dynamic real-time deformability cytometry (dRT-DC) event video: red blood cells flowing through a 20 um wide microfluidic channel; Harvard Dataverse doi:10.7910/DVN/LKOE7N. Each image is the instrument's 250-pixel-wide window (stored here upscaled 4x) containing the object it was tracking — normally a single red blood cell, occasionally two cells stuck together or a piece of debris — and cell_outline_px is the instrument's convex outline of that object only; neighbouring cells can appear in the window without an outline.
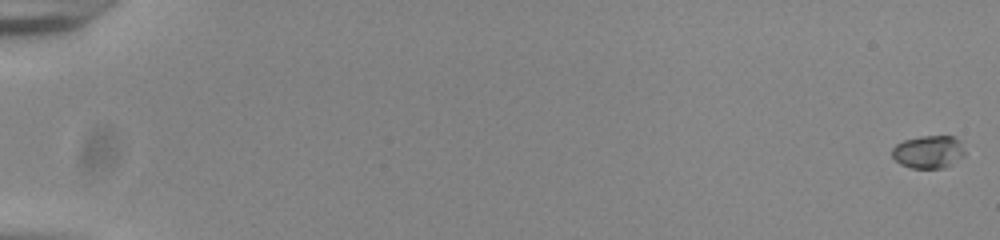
{"species": "common noctule bat (a hibernating species)", "species_latin": "Nyctalus noctula", "temperature_condition": "room temperature", "stored_images_in_passage": 56, "camera_frame_rate_fps": 3000, "um_per_image_px": 0.085, "animal": {"sex": "male", "body_mass_g": 20.0, "forearm_length_mm": 53.3}, "frame": {"image": 1, "passage_image": 1, "time_ms": 0.0, "image_size_px": [1000, 240], "cell_outline_px": [[964, 156], [944, 168], [912, 168], [900, 164], [892, 156], [892, 148], [896, 144], [904, 140], [920, 136], [956, 136], [960, 140], [964, 152]], "centroid_in_image_um": [78.92, 12.9], "position_along_channel_um": 6.1, "area_um2": 13.93}}
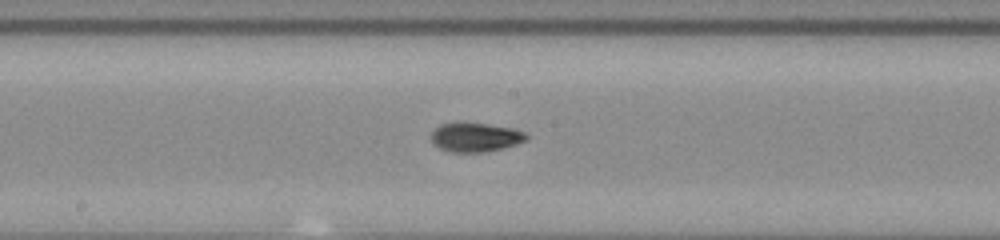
{"frame": {"image": 2, "passage_image": 32, "time_ms": 10.333, "image_size_px": [1000, 240], "cell_outline_px": [[528, 140], [504, 148], [488, 152], [448, 152], [432, 144], [432, 132], [440, 124], [456, 120], [464, 120], [516, 128], [524, 132], [528, 136]], "centroid_in_image_um": [40.41, 11.63], "position_along_channel_um": 207.8, "area_um2": 16.94}}
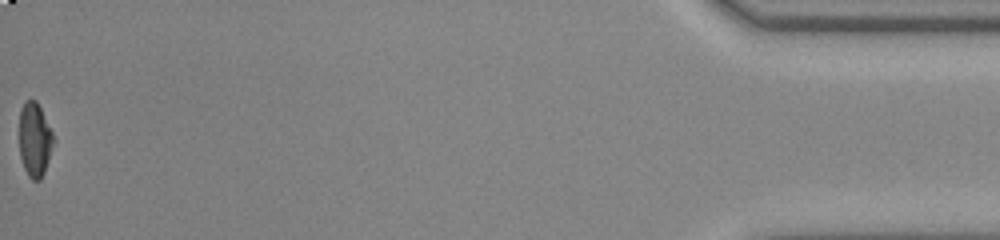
{"frame": {"image": 3, "passage_image": 56, "time_ms": 18.333, "image_size_px": [1000, 240], "cell_outline_px": [[52, 144], [48, 160], [44, 172], [40, 180], [32, 180], [28, 176], [24, 168], [20, 156], [20, 108], [24, 100], [36, 100], [52, 132]], "centroid_in_image_um": [2.92, 11.86], "position_along_channel_um": 432.3, "area_um2": 14.39}, "authors_computed_cell_mechanics": {"area_um2": 15.5771, "velocity_mm_per_s": 3.8949, "shape_relaxation_time_tau1_ms": 2.9813, "shape_relaxation_time_tau2_ms": null, "deformation_change_tau1": 0.1404, "deformation_change_tau2": null}}